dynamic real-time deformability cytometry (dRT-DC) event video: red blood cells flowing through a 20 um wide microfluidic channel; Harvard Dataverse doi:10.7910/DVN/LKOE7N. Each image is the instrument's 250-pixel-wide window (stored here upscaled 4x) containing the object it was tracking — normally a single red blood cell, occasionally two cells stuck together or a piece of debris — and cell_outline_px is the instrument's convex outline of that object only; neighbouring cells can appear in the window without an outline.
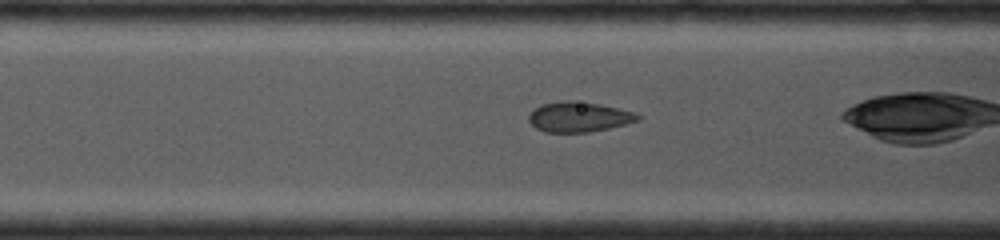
{"species": "common noctule bat (a hibernating species)", "species_latin": "Nyctalus noctula", "temperature_condition": "cold", "stored_images_in_passage": 9, "camera_frame_rate_fps": 4000, "um_per_image_px": 0.085, "animal": {"sex": "female", "body_mass_g": 19.0, "forearm_length_mm": 53.3}, "frame": {"image": 1, "passage_image": 6, "time_ms": 1.25, "image_size_px": [1000, 240], "cell_outline_px": [[640, 120], [608, 128], [588, 132], [544, 132], [536, 128], [528, 120], [528, 116], [540, 104], [560, 100], [572, 100], [600, 104], [636, 112], [640, 116]], "centroid_in_image_um": [49.19, 9.92], "position_along_channel_um": 117.4, "area_um2": 19.13}}